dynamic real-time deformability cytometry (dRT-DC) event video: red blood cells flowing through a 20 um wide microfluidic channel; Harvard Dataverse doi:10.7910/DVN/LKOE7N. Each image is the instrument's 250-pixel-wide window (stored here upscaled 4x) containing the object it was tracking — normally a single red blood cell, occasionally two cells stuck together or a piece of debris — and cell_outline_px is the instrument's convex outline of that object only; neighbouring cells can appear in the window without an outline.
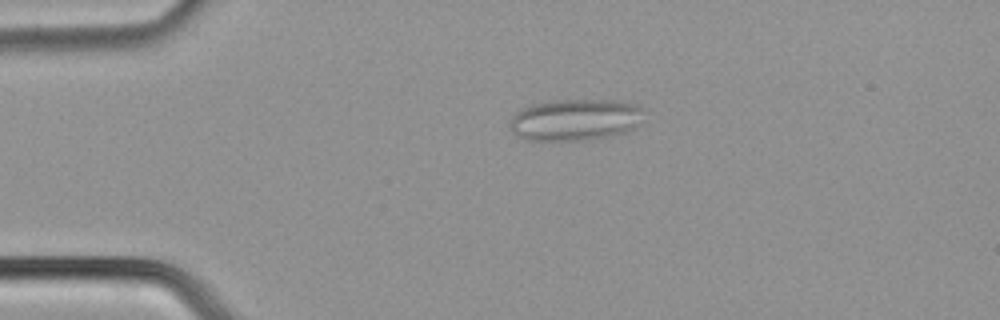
{"species": "common noctule bat (a hibernating species)", "species_latin": "Nyctalus noctula", "temperature_condition": "cold", "stored_images_in_passage": 44, "camera_frame_rate_fps": 3000, "um_per_image_px": 0.085, "animal": {"sex": "male", "body_mass_g": 21.5, "forearm_length_mm": 52.0}, "frame": {"image": 1, "passage_image": 5, "time_ms": 1.333, "image_size_px": [1000, 320], "cell_outline_px": [[640, 108], [636, 124], [632, 128], [624, 132], [608, 136], [588, 140], [524, 140], [516, 136], [512, 132], [508, 124], [512, 116], [516, 112], [532, 104], [552, 100], [616, 100], [636, 104]], "centroid_in_image_um": [48.77, 10.18], "position_along_channel_um": 36.2, "area_um2": 32.19}}
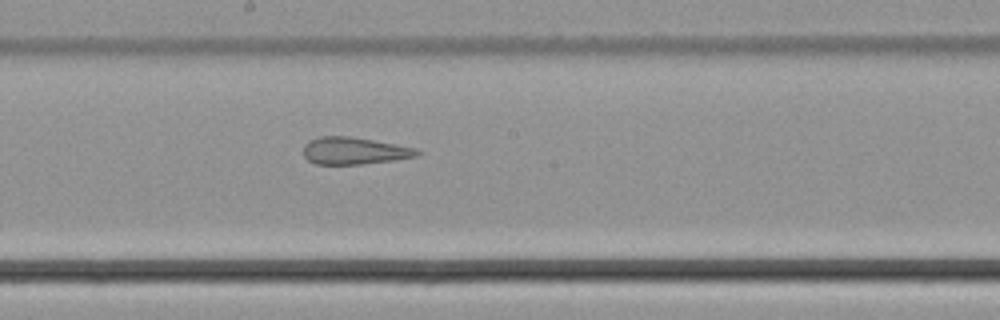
{"frame": {"image": 2, "passage_image": 21, "time_ms": 6.667, "image_size_px": [1000, 320], "cell_outline_px": [[424, 152], [416, 156], [396, 160], [360, 164], [316, 164], [308, 160], [304, 156], [304, 144], [308, 140], [320, 136], [352, 136], [396, 144], [416, 148]], "centroid_in_image_um": [30.12, 12.81], "position_along_channel_um": 218.1, "area_um2": 18.15}}
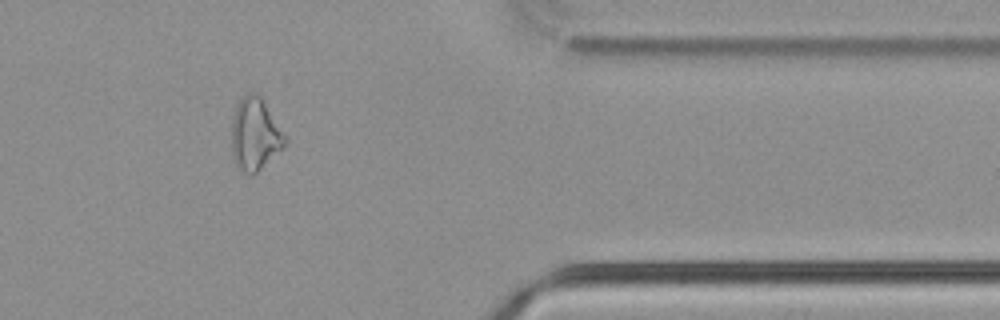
{"frame": {"image": 3, "passage_image": 35, "time_ms": 11.333, "image_size_px": [1000, 320], "cell_outline_px": [[288, 140], [284, 148], [252, 176], [244, 172], [236, 164], [232, 156], [232, 116], [236, 104], [248, 92], [256, 92], [260, 96]], "centroid_in_image_um": [21.67, 11.42], "position_along_channel_um": 389.7, "area_um2": 22.43}}